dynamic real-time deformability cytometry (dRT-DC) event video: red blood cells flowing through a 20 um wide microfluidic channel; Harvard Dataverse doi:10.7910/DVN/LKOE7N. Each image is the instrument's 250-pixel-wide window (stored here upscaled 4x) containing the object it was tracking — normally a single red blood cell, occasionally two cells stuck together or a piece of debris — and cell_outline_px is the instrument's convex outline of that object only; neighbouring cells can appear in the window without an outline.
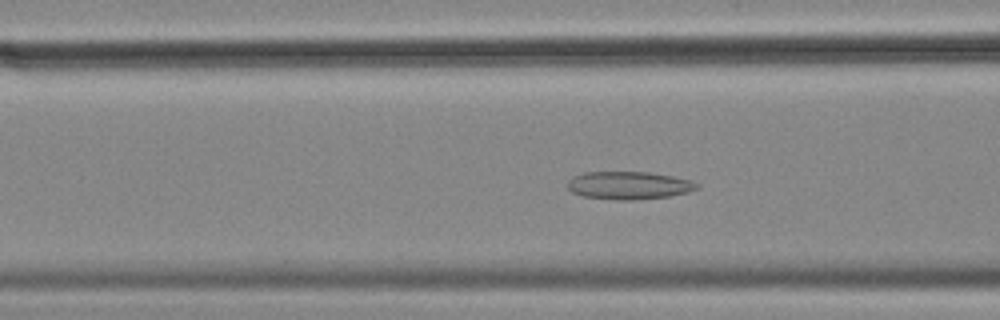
{"species": "common noctule bat (a hibernating species)", "species_latin": "Nyctalus noctula", "temperature_condition": "cold", "stored_images_in_passage": 55, "camera_frame_rate_fps": 3000, "um_per_image_px": 0.085, "animal": {"sex": "female", "body_mass_g": 18.4}, "frame": {"image": 1, "passage_image": 20, "time_ms": 6.333, "image_size_px": [1000, 320], "cell_outline_px": [[700, 188], [688, 192], [668, 196], [636, 200], [612, 200], [584, 196], [572, 192], [568, 188], [568, 180], [572, 176], [584, 172], [648, 172], [672, 176], [692, 180], [700, 184]], "centroid_in_image_um": [53.47, 15.76], "position_along_channel_um": 113.1, "area_um2": 21.15}}
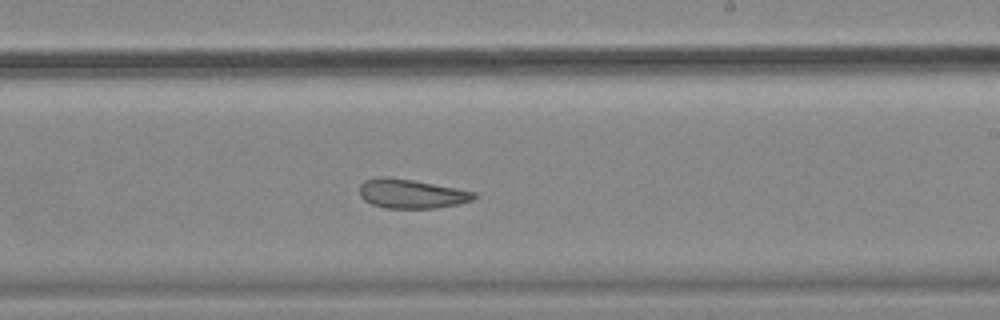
{"frame": {"image": 2, "passage_image": 32, "time_ms": 10.333, "image_size_px": [1000, 320], "cell_outline_px": [[476, 196], [472, 200], [456, 204], [436, 208], [384, 208], [372, 204], [364, 200], [360, 196], [360, 184], [364, 180], [380, 176], [388, 176], [412, 180], [456, 188], [476, 192]], "centroid_in_image_um": [34.92, 16.46], "position_along_channel_um": 254.1, "area_um2": 19.42}}
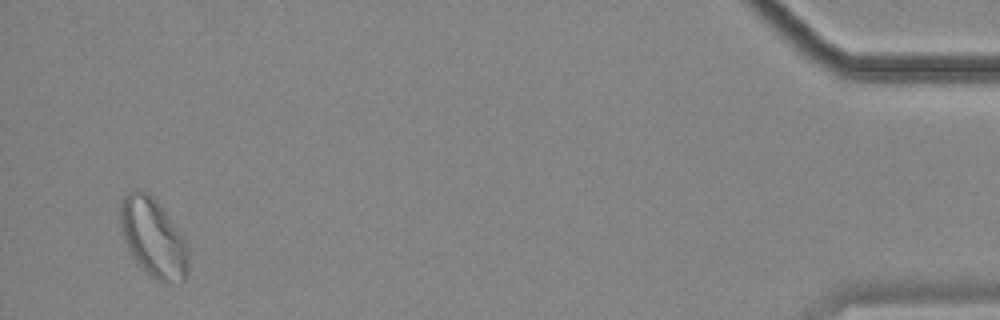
{"frame": {"image": 3, "passage_image": 53, "time_ms": 17.333, "image_size_px": [1000, 320], "cell_outline_px": [[188, 272], [184, 280], [180, 284], [164, 284], [156, 280], [132, 256], [120, 232], [120, 200], [128, 192], [136, 188], [148, 192], [152, 196], [176, 224], [188, 240]], "centroid_in_image_um": [13.06, 20.21], "position_along_channel_um": 422.1, "area_um2": 31.96}, "authors_computed_cell_mechanics": {"area_um2": 23.12, "velocity_mm_per_s": 3.5342, "shape_relaxation_time_tau1_ms": null, "shape_relaxation_time_tau2_ms": 7.0409, "deformation_change_tau1": null, "deformation_change_tau2": 0.124}}